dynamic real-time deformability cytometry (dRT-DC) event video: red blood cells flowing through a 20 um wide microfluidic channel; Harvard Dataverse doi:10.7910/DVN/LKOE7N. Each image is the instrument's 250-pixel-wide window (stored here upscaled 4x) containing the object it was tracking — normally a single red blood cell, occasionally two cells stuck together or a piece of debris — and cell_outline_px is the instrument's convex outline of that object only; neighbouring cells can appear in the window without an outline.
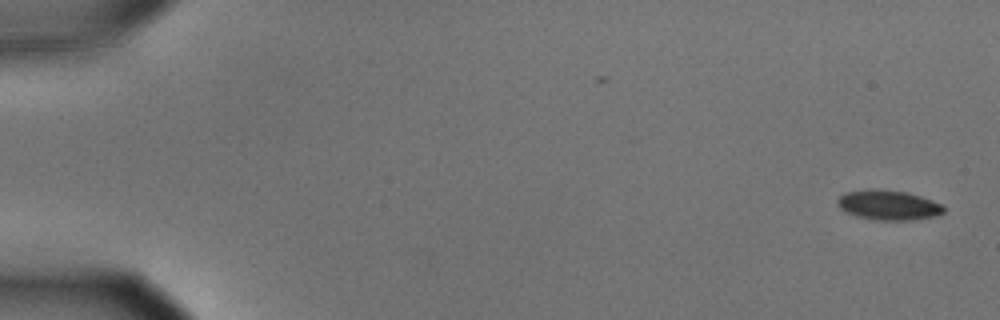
{"species": "common noctule bat (a hibernating species)", "species_latin": "Nyctalus noctula", "temperature_condition": "cold", "stored_images_in_passage": 56, "camera_frame_rate_fps": 3000, "um_per_image_px": 0.085, "animal": {"sex": "male", "body_mass_g": 15.6}, "frame": {"image": 1, "passage_image": 1, "time_ms": 0.0, "image_size_px": [1000, 320], "cell_outline_px": [[944, 212], [932, 216], [912, 220], [880, 220], [856, 216], [840, 208], [836, 204], [836, 200], [844, 192], [868, 188], [908, 192], [932, 200], [940, 204], [944, 208]], "centroid_in_image_um": [75.46, 17.41], "position_along_channel_um": 9.5, "area_um2": 18.38}}
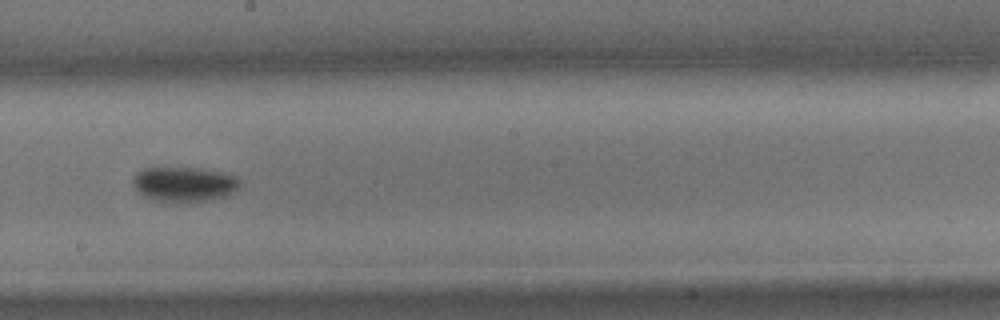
{"frame": {"image": 2, "passage_image": 32, "time_ms": 10.333, "image_size_px": [1000, 320], "cell_outline_px": [[240, 184], [232, 192], [224, 196], [208, 200], [184, 204], [172, 204], [156, 200], [144, 196], [132, 184], [132, 176], [136, 172], [144, 168], [200, 168], [224, 172], [240, 176]], "centroid_in_image_um": [15.65, 15.67], "position_along_channel_um": 232.5, "area_um2": 22.25}}
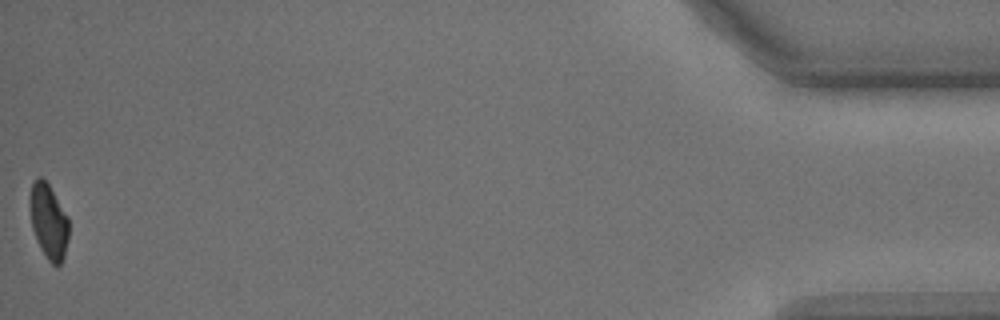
{"frame": {"image": 3, "passage_image": 56, "time_ms": 18.333, "image_size_px": [1000, 320], "cell_outline_px": [[68, 240], [64, 256], [60, 264], [52, 264], [48, 260], [40, 248], [32, 228], [28, 204], [28, 200], [32, 184], [36, 176], [40, 176], [48, 184], [68, 216]], "centroid_in_image_um": [4.1, 18.78], "position_along_channel_um": 431.1, "area_um2": 17.05}, "authors_computed_cell_mechanics": {"area_um2": 19.652, "velocity_mm_per_s": 3.5895, "shape_relaxation_time_tau1_ms": 2.3517, "shape_relaxation_time_tau2_ms": null, "deformation_change_tau1": 0.0977, "deformation_change_tau2": null}}